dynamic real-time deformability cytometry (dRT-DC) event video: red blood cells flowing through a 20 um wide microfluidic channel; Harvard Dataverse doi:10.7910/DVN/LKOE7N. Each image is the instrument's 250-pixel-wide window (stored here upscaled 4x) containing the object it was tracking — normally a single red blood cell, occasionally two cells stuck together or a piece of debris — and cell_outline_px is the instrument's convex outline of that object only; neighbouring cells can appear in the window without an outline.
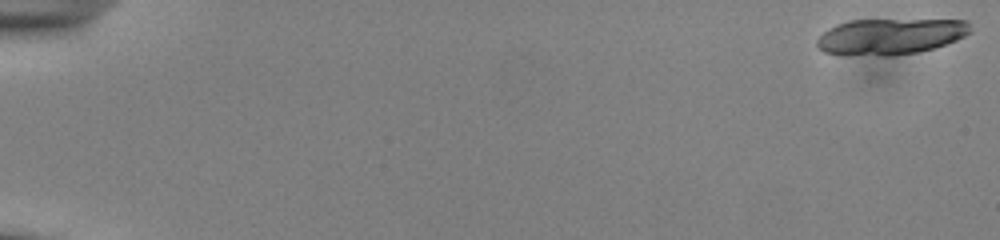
{"species": "common noctule bat (a hibernating species)", "species_latin": "Nyctalus noctula", "temperature_condition": "cold", "stored_images_in_passage": 21, "camera_frame_rate_fps": 3000, "um_per_image_px": 0.085, "animal": {"sex": "male", "body_mass_g": 13.0, "forearm_length_mm": 53.1}, "frame": {"image": 1, "passage_image": 1, "time_ms": 0.0, "image_size_px": [1000, 240], "cell_outline_px": [[972, 32], [956, 40], [932, 48], [916, 52], [892, 56], [880, 56], [824, 52], [816, 48], [816, 40], [828, 28], [836, 24], [852, 20], [968, 20]], "centroid_in_image_um": [75.67, 3.09], "position_along_channel_um": 9.3, "area_um2": 32.02}}